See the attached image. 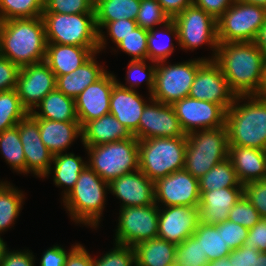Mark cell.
<instances>
[{"instance_id": "4dcf8cb0", "label": "cell", "mask_w": 266, "mask_h": 266, "mask_svg": "<svg viewBox=\"0 0 266 266\" xmlns=\"http://www.w3.org/2000/svg\"><path fill=\"white\" fill-rule=\"evenodd\" d=\"M136 266H175L176 244L159 237L134 247Z\"/></svg>"}, {"instance_id": "8d00e7d4", "label": "cell", "mask_w": 266, "mask_h": 266, "mask_svg": "<svg viewBox=\"0 0 266 266\" xmlns=\"http://www.w3.org/2000/svg\"><path fill=\"white\" fill-rule=\"evenodd\" d=\"M0 153L10 169L18 174L25 175V155L18 124L0 133Z\"/></svg>"}, {"instance_id": "be15d7a7", "label": "cell", "mask_w": 266, "mask_h": 266, "mask_svg": "<svg viewBox=\"0 0 266 266\" xmlns=\"http://www.w3.org/2000/svg\"><path fill=\"white\" fill-rule=\"evenodd\" d=\"M235 1L266 7V0H235Z\"/></svg>"}, {"instance_id": "f546056e", "label": "cell", "mask_w": 266, "mask_h": 266, "mask_svg": "<svg viewBox=\"0 0 266 266\" xmlns=\"http://www.w3.org/2000/svg\"><path fill=\"white\" fill-rule=\"evenodd\" d=\"M29 114L33 118H43L52 121L79 122L76 113L75 100L66 96L57 88L48 93Z\"/></svg>"}, {"instance_id": "91938a15", "label": "cell", "mask_w": 266, "mask_h": 266, "mask_svg": "<svg viewBox=\"0 0 266 266\" xmlns=\"http://www.w3.org/2000/svg\"><path fill=\"white\" fill-rule=\"evenodd\" d=\"M254 43L266 55V22L259 30Z\"/></svg>"}, {"instance_id": "d4e9b609", "label": "cell", "mask_w": 266, "mask_h": 266, "mask_svg": "<svg viewBox=\"0 0 266 266\" xmlns=\"http://www.w3.org/2000/svg\"><path fill=\"white\" fill-rule=\"evenodd\" d=\"M95 52H98V47H80L47 43L44 62L57 77L75 71Z\"/></svg>"}, {"instance_id": "8fae6325", "label": "cell", "mask_w": 266, "mask_h": 266, "mask_svg": "<svg viewBox=\"0 0 266 266\" xmlns=\"http://www.w3.org/2000/svg\"><path fill=\"white\" fill-rule=\"evenodd\" d=\"M178 29V45L186 52L206 45L212 50L205 60H214L217 54V21L201 8L190 5L172 19Z\"/></svg>"}, {"instance_id": "680465c9", "label": "cell", "mask_w": 266, "mask_h": 266, "mask_svg": "<svg viewBox=\"0 0 266 266\" xmlns=\"http://www.w3.org/2000/svg\"><path fill=\"white\" fill-rule=\"evenodd\" d=\"M164 12L173 19L185 8L193 4V0H157Z\"/></svg>"}, {"instance_id": "603a6c76", "label": "cell", "mask_w": 266, "mask_h": 266, "mask_svg": "<svg viewBox=\"0 0 266 266\" xmlns=\"http://www.w3.org/2000/svg\"><path fill=\"white\" fill-rule=\"evenodd\" d=\"M200 194V221L215 225L228 220L230 209L243 196V187L221 188Z\"/></svg>"}, {"instance_id": "db71d44e", "label": "cell", "mask_w": 266, "mask_h": 266, "mask_svg": "<svg viewBox=\"0 0 266 266\" xmlns=\"http://www.w3.org/2000/svg\"><path fill=\"white\" fill-rule=\"evenodd\" d=\"M75 243L69 249H65L63 245H53L46 249L40 259V266H64L67 254L77 245Z\"/></svg>"}, {"instance_id": "e575fe53", "label": "cell", "mask_w": 266, "mask_h": 266, "mask_svg": "<svg viewBox=\"0 0 266 266\" xmlns=\"http://www.w3.org/2000/svg\"><path fill=\"white\" fill-rule=\"evenodd\" d=\"M198 181L200 192H210L215 189L244 186L240 183L232 162L228 157L212 167Z\"/></svg>"}, {"instance_id": "8992f818", "label": "cell", "mask_w": 266, "mask_h": 266, "mask_svg": "<svg viewBox=\"0 0 266 266\" xmlns=\"http://www.w3.org/2000/svg\"><path fill=\"white\" fill-rule=\"evenodd\" d=\"M84 149L88 155L87 166L107 183L139 170L138 140L134 136L96 146H84Z\"/></svg>"}, {"instance_id": "11a10c76", "label": "cell", "mask_w": 266, "mask_h": 266, "mask_svg": "<svg viewBox=\"0 0 266 266\" xmlns=\"http://www.w3.org/2000/svg\"><path fill=\"white\" fill-rule=\"evenodd\" d=\"M234 1L235 0H193V5L206 11L217 21Z\"/></svg>"}, {"instance_id": "4316f807", "label": "cell", "mask_w": 266, "mask_h": 266, "mask_svg": "<svg viewBox=\"0 0 266 266\" xmlns=\"http://www.w3.org/2000/svg\"><path fill=\"white\" fill-rule=\"evenodd\" d=\"M95 52L75 71L56 77V88L66 96L75 99L87 86L100 79L106 72L104 64L97 61Z\"/></svg>"}, {"instance_id": "f5cc1de1", "label": "cell", "mask_w": 266, "mask_h": 266, "mask_svg": "<svg viewBox=\"0 0 266 266\" xmlns=\"http://www.w3.org/2000/svg\"><path fill=\"white\" fill-rule=\"evenodd\" d=\"M245 246L266 252V218L261 219L248 230Z\"/></svg>"}, {"instance_id": "d6986e66", "label": "cell", "mask_w": 266, "mask_h": 266, "mask_svg": "<svg viewBox=\"0 0 266 266\" xmlns=\"http://www.w3.org/2000/svg\"><path fill=\"white\" fill-rule=\"evenodd\" d=\"M115 84V74L107 71L74 99L77 118L81 127L91 120L109 114L110 97Z\"/></svg>"}, {"instance_id": "94428289", "label": "cell", "mask_w": 266, "mask_h": 266, "mask_svg": "<svg viewBox=\"0 0 266 266\" xmlns=\"http://www.w3.org/2000/svg\"><path fill=\"white\" fill-rule=\"evenodd\" d=\"M207 266H234L233 259L228 255L224 258L209 261Z\"/></svg>"}, {"instance_id": "2e32d148", "label": "cell", "mask_w": 266, "mask_h": 266, "mask_svg": "<svg viewBox=\"0 0 266 266\" xmlns=\"http://www.w3.org/2000/svg\"><path fill=\"white\" fill-rule=\"evenodd\" d=\"M54 89L56 76L45 62L20 67L16 90L21 104L28 113H31Z\"/></svg>"}, {"instance_id": "ab89813d", "label": "cell", "mask_w": 266, "mask_h": 266, "mask_svg": "<svg viewBox=\"0 0 266 266\" xmlns=\"http://www.w3.org/2000/svg\"><path fill=\"white\" fill-rule=\"evenodd\" d=\"M44 0H0V22L16 18L41 17Z\"/></svg>"}, {"instance_id": "277c9868", "label": "cell", "mask_w": 266, "mask_h": 266, "mask_svg": "<svg viewBox=\"0 0 266 266\" xmlns=\"http://www.w3.org/2000/svg\"><path fill=\"white\" fill-rule=\"evenodd\" d=\"M109 183L88 166L79 174L75 186L62 198L66 213L75 225L97 228L100 225Z\"/></svg>"}, {"instance_id": "c3c4849f", "label": "cell", "mask_w": 266, "mask_h": 266, "mask_svg": "<svg viewBox=\"0 0 266 266\" xmlns=\"http://www.w3.org/2000/svg\"><path fill=\"white\" fill-rule=\"evenodd\" d=\"M243 195L266 218V179L249 182L243 186Z\"/></svg>"}, {"instance_id": "52a82bcc", "label": "cell", "mask_w": 266, "mask_h": 266, "mask_svg": "<svg viewBox=\"0 0 266 266\" xmlns=\"http://www.w3.org/2000/svg\"><path fill=\"white\" fill-rule=\"evenodd\" d=\"M229 152L226 125L221 128L204 129L187 134L184 169L200 179L212 167L225 160Z\"/></svg>"}, {"instance_id": "ac0fdd59", "label": "cell", "mask_w": 266, "mask_h": 266, "mask_svg": "<svg viewBox=\"0 0 266 266\" xmlns=\"http://www.w3.org/2000/svg\"><path fill=\"white\" fill-rule=\"evenodd\" d=\"M184 133L171 104L151 100L145 106L138 126V140L149 138H176Z\"/></svg>"}, {"instance_id": "bcb514c9", "label": "cell", "mask_w": 266, "mask_h": 266, "mask_svg": "<svg viewBox=\"0 0 266 266\" xmlns=\"http://www.w3.org/2000/svg\"><path fill=\"white\" fill-rule=\"evenodd\" d=\"M43 13H95L94 0H44Z\"/></svg>"}, {"instance_id": "cb8c5ba5", "label": "cell", "mask_w": 266, "mask_h": 266, "mask_svg": "<svg viewBox=\"0 0 266 266\" xmlns=\"http://www.w3.org/2000/svg\"><path fill=\"white\" fill-rule=\"evenodd\" d=\"M228 158L242 185L266 179V151L229 145Z\"/></svg>"}, {"instance_id": "7dc6e473", "label": "cell", "mask_w": 266, "mask_h": 266, "mask_svg": "<svg viewBox=\"0 0 266 266\" xmlns=\"http://www.w3.org/2000/svg\"><path fill=\"white\" fill-rule=\"evenodd\" d=\"M259 212L243 195L235 205L230 209L228 220L248 230L251 229L257 222L261 220Z\"/></svg>"}, {"instance_id": "f1b7e54d", "label": "cell", "mask_w": 266, "mask_h": 266, "mask_svg": "<svg viewBox=\"0 0 266 266\" xmlns=\"http://www.w3.org/2000/svg\"><path fill=\"white\" fill-rule=\"evenodd\" d=\"M86 166L87 160H83V157L75 155L73 152L59 153L53 155L52 164L44 179L53 173L54 185L62 188V198H64L75 186L79 174Z\"/></svg>"}, {"instance_id": "83f0119b", "label": "cell", "mask_w": 266, "mask_h": 266, "mask_svg": "<svg viewBox=\"0 0 266 266\" xmlns=\"http://www.w3.org/2000/svg\"><path fill=\"white\" fill-rule=\"evenodd\" d=\"M133 135L112 114L101 116L87 122L82 127V145L96 146L119 140H125Z\"/></svg>"}, {"instance_id": "e0dca14e", "label": "cell", "mask_w": 266, "mask_h": 266, "mask_svg": "<svg viewBox=\"0 0 266 266\" xmlns=\"http://www.w3.org/2000/svg\"><path fill=\"white\" fill-rule=\"evenodd\" d=\"M18 130L25 155V174L44 178L52 164L53 154L41 140L38 122L28 114L18 123Z\"/></svg>"}, {"instance_id": "ba28073f", "label": "cell", "mask_w": 266, "mask_h": 266, "mask_svg": "<svg viewBox=\"0 0 266 266\" xmlns=\"http://www.w3.org/2000/svg\"><path fill=\"white\" fill-rule=\"evenodd\" d=\"M47 43L98 47L95 13H42Z\"/></svg>"}, {"instance_id": "3957f363", "label": "cell", "mask_w": 266, "mask_h": 266, "mask_svg": "<svg viewBox=\"0 0 266 266\" xmlns=\"http://www.w3.org/2000/svg\"><path fill=\"white\" fill-rule=\"evenodd\" d=\"M225 125L229 145L266 151V97L236 96L226 111Z\"/></svg>"}, {"instance_id": "1f68e13d", "label": "cell", "mask_w": 266, "mask_h": 266, "mask_svg": "<svg viewBox=\"0 0 266 266\" xmlns=\"http://www.w3.org/2000/svg\"><path fill=\"white\" fill-rule=\"evenodd\" d=\"M178 39V29L172 19L165 25L160 26V28L149 29L147 37V60L154 63L169 60L176 47L172 40H176L177 44Z\"/></svg>"}, {"instance_id": "e7e4bbea", "label": "cell", "mask_w": 266, "mask_h": 266, "mask_svg": "<svg viewBox=\"0 0 266 266\" xmlns=\"http://www.w3.org/2000/svg\"><path fill=\"white\" fill-rule=\"evenodd\" d=\"M7 246V243L3 240L0 233V261L3 258L6 249L8 248Z\"/></svg>"}, {"instance_id": "b9f144b4", "label": "cell", "mask_w": 266, "mask_h": 266, "mask_svg": "<svg viewBox=\"0 0 266 266\" xmlns=\"http://www.w3.org/2000/svg\"><path fill=\"white\" fill-rule=\"evenodd\" d=\"M147 37L148 30L136 27L130 34L111 49L116 53L118 50L128 54L131 60H147Z\"/></svg>"}, {"instance_id": "836d02e7", "label": "cell", "mask_w": 266, "mask_h": 266, "mask_svg": "<svg viewBox=\"0 0 266 266\" xmlns=\"http://www.w3.org/2000/svg\"><path fill=\"white\" fill-rule=\"evenodd\" d=\"M9 181L0 179V233L8 231L15 224L22 210L25 195ZM17 218V219H16Z\"/></svg>"}, {"instance_id": "681fc988", "label": "cell", "mask_w": 266, "mask_h": 266, "mask_svg": "<svg viewBox=\"0 0 266 266\" xmlns=\"http://www.w3.org/2000/svg\"><path fill=\"white\" fill-rule=\"evenodd\" d=\"M217 230H222V236L231 250L238 249L244 245L247 239L248 229L240 224L225 220L215 224Z\"/></svg>"}, {"instance_id": "5bb4252c", "label": "cell", "mask_w": 266, "mask_h": 266, "mask_svg": "<svg viewBox=\"0 0 266 266\" xmlns=\"http://www.w3.org/2000/svg\"><path fill=\"white\" fill-rule=\"evenodd\" d=\"M236 96L214 60H206L198 68L189 91V97L216 103L225 111L233 105Z\"/></svg>"}, {"instance_id": "7c38bea8", "label": "cell", "mask_w": 266, "mask_h": 266, "mask_svg": "<svg viewBox=\"0 0 266 266\" xmlns=\"http://www.w3.org/2000/svg\"><path fill=\"white\" fill-rule=\"evenodd\" d=\"M159 206H127L120 208L113 243L134 247L158 236Z\"/></svg>"}, {"instance_id": "f35d334b", "label": "cell", "mask_w": 266, "mask_h": 266, "mask_svg": "<svg viewBox=\"0 0 266 266\" xmlns=\"http://www.w3.org/2000/svg\"><path fill=\"white\" fill-rule=\"evenodd\" d=\"M28 114L16 89L0 92V133L16 126Z\"/></svg>"}, {"instance_id": "d590c367", "label": "cell", "mask_w": 266, "mask_h": 266, "mask_svg": "<svg viewBox=\"0 0 266 266\" xmlns=\"http://www.w3.org/2000/svg\"><path fill=\"white\" fill-rule=\"evenodd\" d=\"M193 236L200 241L203 253L209 261L227 257L231 253L230 247L225 244L222 230H217L216 225L199 222Z\"/></svg>"}, {"instance_id": "6f0895ef", "label": "cell", "mask_w": 266, "mask_h": 266, "mask_svg": "<svg viewBox=\"0 0 266 266\" xmlns=\"http://www.w3.org/2000/svg\"><path fill=\"white\" fill-rule=\"evenodd\" d=\"M259 250L242 245L231 251L229 256L233 259L234 266H255V257Z\"/></svg>"}, {"instance_id": "9a60e30c", "label": "cell", "mask_w": 266, "mask_h": 266, "mask_svg": "<svg viewBox=\"0 0 266 266\" xmlns=\"http://www.w3.org/2000/svg\"><path fill=\"white\" fill-rule=\"evenodd\" d=\"M185 134L225 126L226 111L218 104L184 97L172 104Z\"/></svg>"}, {"instance_id": "74e56055", "label": "cell", "mask_w": 266, "mask_h": 266, "mask_svg": "<svg viewBox=\"0 0 266 266\" xmlns=\"http://www.w3.org/2000/svg\"><path fill=\"white\" fill-rule=\"evenodd\" d=\"M147 61L148 60H130L127 64L125 84L118 81L117 77L116 83L123 88L136 90L145 82L147 90L151 95L155 86L156 63L148 61L149 63L147 64Z\"/></svg>"}, {"instance_id": "ee69618b", "label": "cell", "mask_w": 266, "mask_h": 266, "mask_svg": "<svg viewBox=\"0 0 266 266\" xmlns=\"http://www.w3.org/2000/svg\"><path fill=\"white\" fill-rule=\"evenodd\" d=\"M136 27H138L136 20L130 19H120L117 21H112L106 23L101 30L98 31V52L106 50V45L108 44V39L112 41L116 46L123 37L130 34ZM107 29L106 32L103 30ZM105 33H107L105 35ZM109 37V38H108Z\"/></svg>"}, {"instance_id": "9f6ffc18", "label": "cell", "mask_w": 266, "mask_h": 266, "mask_svg": "<svg viewBox=\"0 0 266 266\" xmlns=\"http://www.w3.org/2000/svg\"><path fill=\"white\" fill-rule=\"evenodd\" d=\"M64 266H93V257L85 246L78 242L67 254Z\"/></svg>"}, {"instance_id": "5b68a950", "label": "cell", "mask_w": 266, "mask_h": 266, "mask_svg": "<svg viewBox=\"0 0 266 266\" xmlns=\"http://www.w3.org/2000/svg\"><path fill=\"white\" fill-rule=\"evenodd\" d=\"M187 135L138 140L139 170L156 180L184 169Z\"/></svg>"}, {"instance_id": "44dd1931", "label": "cell", "mask_w": 266, "mask_h": 266, "mask_svg": "<svg viewBox=\"0 0 266 266\" xmlns=\"http://www.w3.org/2000/svg\"><path fill=\"white\" fill-rule=\"evenodd\" d=\"M120 200V208L155 204L154 182L141 170L117 177L109 183V192Z\"/></svg>"}, {"instance_id": "9c48e42d", "label": "cell", "mask_w": 266, "mask_h": 266, "mask_svg": "<svg viewBox=\"0 0 266 266\" xmlns=\"http://www.w3.org/2000/svg\"><path fill=\"white\" fill-rule=\"evenodd\" d=\"M205 61V57H199L175 64L167 61L156 63L152 99L172 105L174 102L188 97L197 70Z\"/></svg>"}, {"instance_id": "7a4b0ae2", "label": "cell", "mask_w": 266, "mask_h": 266, "mask_svg": "<svg viewBox=\"0 0 266 266\" xmlns=\"http://www.w3.org/2000/svg\"><path fill=\"white\" fill-rule=\"evenodd\" d=\"M47 39L42 17L0 22V55L19 67L45 61Z\"/></svg>"}, {"instance_id": "816d5d0a", "label": "cell", "mask_w": 266, "mask_h": 266, "mask_svg": "<svg viewBox=\"0 0 266 266\" xmlns=\"http://www.w3.org/2000/svg\"><path fill=\"white\" fill-rule=\"evenodd\" d=\"M9 250L11 249L8 247L0 261V266H35L36 256L28 248L26 250Z\"/></svg>"}, {"instance_id": "30bf717a", "label": "cell", "mask_w": 266, "mask_h": 266, "mask_svg": "<svg viewBox=\"0 0 266 266\" xmlns=\"http://www.w3.org/2000/svg\"><path fill=\"white\" fill-rule=\"evenodd\" d=\"M266 22V7L234 1L217 20L218 42H254Z\"/></svg>"}, {"instance_id": "ffe728a7", "label": "cell", "mask_w": 266, "mask_h": 266, "mask_svg": "<svg viewBox=\"0 0 266 266\" xmlns=\"http://www.w3.org/2000/svg\"><path fill=\"white\" fill-rule=\"evenodd\" d=\"M199 222V207L182 205L159 207L157 237L180 244L193 235Z\"/></svg>"}, {"instance_id": "f907efd6", "label": "cell", "mask_w": 266, "mask_h": 266, "mask_svg": "<svg viewBox=\"0 0 266 266\" xmlns=\"http://www.w3.org/2000/svg\"><path fill=\"white\" fill-rule=\"evenodd\" d=\"M20 67L0 55V92L16 89Z\"/></svg>"}, {"instance_id": "6125c7cd", "label": "cell", "mask_w": 266, "mask_h": 266, "mask_svg": "<svg viewBox=\"0 0 266 266\" xmlns=\"http://www.w3.org/2000/svg\"><path fill=\"white\" fill-rule=\"evenodd\" d=\"M255 266H266V252H260L255 257Z\"/></svg>"}, {"instance_id": "f6af8a7d", "label": "cell", "mask_w": 266, "mask_h": 266, "mask_svg": "<svg viewBox=\"0 0 266 266\" xmlns=\"http://www.w3.org/2000/svg\"><path fill=\"white\" fill-rule=\"evenodd\" d=\"M115 247L102 256L93 257V266H136L135 251L132 246L114 243Z\"/></svg>"}, {"instance_id": "60d3db41", "label": "cell", "mask_w": 266, "mask_h": 266, "mask_svg": "<svg viewBox=\"0 0 266 266\" xmlns=\"http://www.w3.org/2000/svg\"><path fill=\"white\" fill-rule=\"evenodd\" d=\"M209 260L201 249L200 241L193 235L180 244H176V266H207Z\"/></svg>"}, {"instance_id": "7402d4cb", "label": "cell", "mask_w": 266, "mask_h": 266, "mask_svg": "<svg viewBox=\"0 0 266 266\" xmlns=\"http://www.w3.org/2000/svg\"><path fill=\"white\" fill-rule=\"evenodd\" d=\"M143 99L137 90L123 88L117 83L113 86L110 97V111L116 119L138 140V126L145 106L152 100Z\"/></svg>"}, {"instance_id": "03108f58", "label": "cell", "mask_w": 266, "mask_h": 266, "mask_svg": "<svg viewBox=\"0 0 266 266\" xmlns=\"http://www.w3.org/2000/svg\"><path fill=\"white\" fill-rule=\"evenodd\" d=\"M263 96L266 97V71H265V83H264V88H263Z\"/></svg>"}, {"instance_id": "6da1fadb", "label": "cell", "mask_w": 266, "mask_h": 266, "mask_svg": "<svg viewBox=\"0 0 266 266\" xmlns=\"http://www.w3.org/2000/svg\"><path fill=\"white\" fill-rule=\"evenodd\" d=\"M214 61L237 96L262 95L266 55L254 42H218Z\"/></svg>"}, {"instance_id": "7bdbcfd3", "label": "cell", "mask_w": 266, "mask_h": 266, "mask_svg": "<svg viewBox=\"0 0 266 266\" xmlns=\"http://www.w3.org/2000/svg\"><path fill=\"white\" fill-rule=\"evenodd\" d=\"M170 17L164 12L157 0H141L136 18L138 27L152 29L160 27L170 21Z\"/></svg>"}, {"instance_id": "4fadbf2b", "label": "cell", "mask_w": 266, "mask_h": 266, "mask_svg": "<svg viewBox=\"0 0 266 266\" xmlns=\"http://www.w3.org/2000/svg\"><path fill=\"white\" fill-rule=\"evenodd\" d=\"M155 203L160 207H199V181L185 169L177 170L154 182Z\"/></svg>"}, {"instance_id": "484cf974", "label": "cell", "mask_w": 266, "mask_h": 266, "mask_svg": "<svg viewBox=\"0 0 266 266\" xmlns=\"http://www.w3.org/2000/svg\"><path fill=\"white\" fill-rule=\"evenodd\" d=\"M34 119L38 122L41 140L53 155L67 152L75 140H82V127L79 122Z\"/></svg>"}, {"instance_id": "d6a6232c", "label": "cell", "mask_w": 266, "mask_h": 266, "mask_svg": "<svg viewBox=\"0 0 266 266\" xmlns=\"http://www.w3.org/2000/svg\"><path fill=\"white\" fill-rule=\"evenodd\" d=\"M141 0H94L97 30L108 22L120 19L136 20Z\"/></svg>"}]
</instances>
